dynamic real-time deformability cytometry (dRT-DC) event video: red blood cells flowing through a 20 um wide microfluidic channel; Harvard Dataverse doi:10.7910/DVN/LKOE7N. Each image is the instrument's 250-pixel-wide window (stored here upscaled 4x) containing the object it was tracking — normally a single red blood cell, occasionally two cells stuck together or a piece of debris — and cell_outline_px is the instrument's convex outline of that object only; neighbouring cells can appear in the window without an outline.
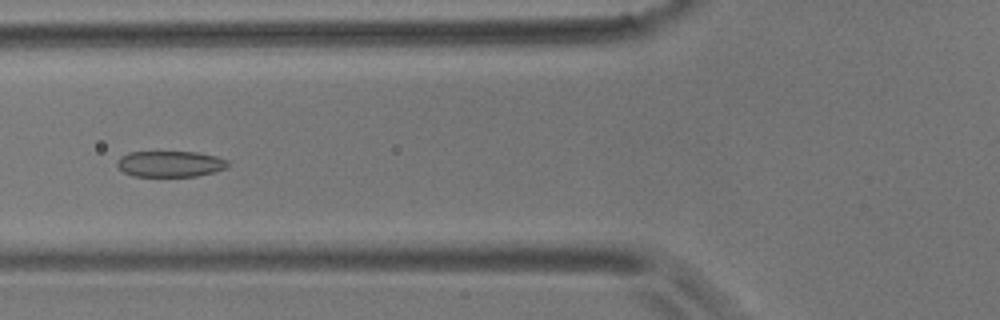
{"species": "common noctule bat (a hibernating species)", "species_latin": "Nyctalus noctula", "temperature_condition": "room temperature", "stored_images_in_passage": 8, "camera_frame_rate_fps": 3000, "um_per_image_px": 0.085, "animal": {"sex": "male", "body_mass_g": 17.9}, "frame": {"image": 1, "passage_image": 7, "time_ms": 7.0, "image_size_px": [1000, 320], "cell_outline_px": [[228, 168], [196, 176], [132, 176], [124, 172], [116, 164], [116, 160], [120, 156], [128, 152], [196, 152], [216, 156], [228, 160]], "centroid_in_image_um": [14.45, 13.93], "position_along_channel_um": 111.4, "area_um2": 16.82}}
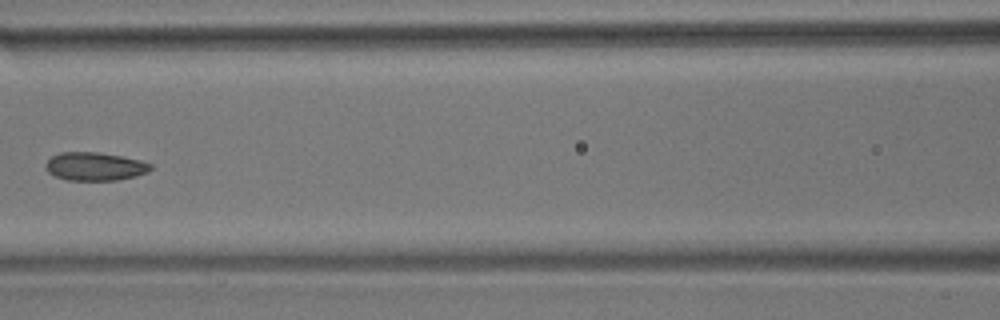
{"frame": {"image": 2, "passage_image": 8, "time_ms": 8.333, "image_size_px": [1000, 320], "cell_outline_px": [[152, 168], [148, 172], [136, 176], [116, 180], [68, 180], [56, 176], [48, 172], [48, 160], [52, 156], [60, 152], [100, 152], [140, 160], [152, 164]], "centroid_in_image_um": [8.11, 14.14], "position_along_channel_um": 158.5, "area_um2": 17.11}}